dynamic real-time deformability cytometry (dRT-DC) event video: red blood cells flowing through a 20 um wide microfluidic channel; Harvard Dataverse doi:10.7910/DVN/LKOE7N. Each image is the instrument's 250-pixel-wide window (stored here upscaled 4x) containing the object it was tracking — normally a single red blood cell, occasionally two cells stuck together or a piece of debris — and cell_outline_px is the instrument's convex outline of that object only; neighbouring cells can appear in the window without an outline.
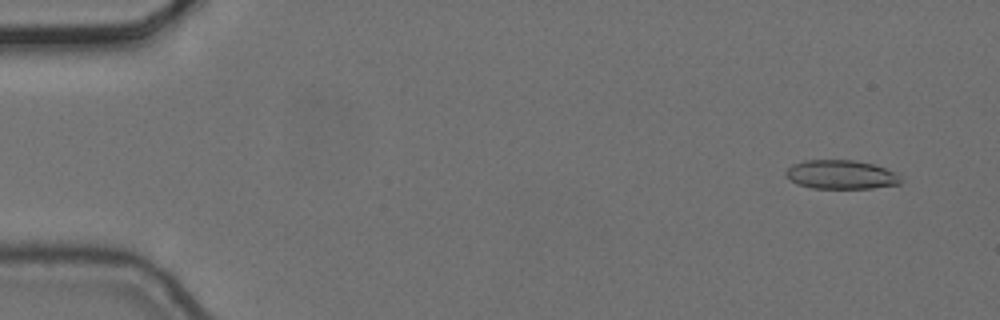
{"species": "common noctule bat (a hibernating species)", "species_latin": "Nyctalus noctula", "temperature_condition": "cold", "stored_images_in_passage": 4, "camera_frame_rate_fps": 3000, "um_per_image_px": 0.085, "animal": {"sex": "female", "body_mass_g": 24.6, "forearm_length_mm": 56.2}, "frame": {"image": 1, "passage_image": 1, "time_ms": 0.0, "image_size_px": [1000, 320], "cell_outline_px": [[900, 184], [872, 188], [812, 188], [796, 184], [784, 176], [784, 172], [792, 164], [804, 160], [856, 160], [872, 164], [896, 172], [900, 176]], "centroid_in_image_um": [71.44, 14.84], "position_along_channel_um": 13.6, "area_um2": 19.48}}